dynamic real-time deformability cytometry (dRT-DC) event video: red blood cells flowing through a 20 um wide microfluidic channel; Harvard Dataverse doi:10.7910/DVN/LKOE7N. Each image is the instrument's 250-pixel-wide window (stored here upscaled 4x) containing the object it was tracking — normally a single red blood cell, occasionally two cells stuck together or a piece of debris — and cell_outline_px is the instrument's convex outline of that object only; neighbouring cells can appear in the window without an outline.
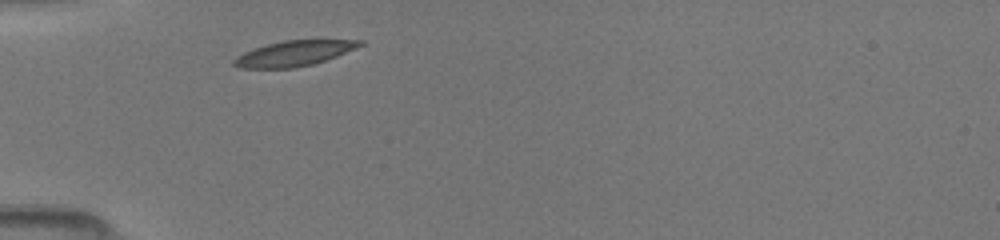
{"species": "common noctule bat (a hibernating species)", "species_latin": "Nyctalus noctula", "temperature_condition": "room temperature", "stored_images_in_passage": 3, "camera_frame_rate_fps": 3000, "um_per_image_px": 0.085, "animal": {"sex": "female", "body_mass_g": 19.5, "forearm_length_mm": 54.1}, "frame": {"image": 1, "passage_image": 1, "time_ms": 0.0, "image_size_px": [1000, 240], "cell_outline_px": [[364, 44], [356, 48], [336, 56], [312, 64], [292, 68], [240, 68], [232, 64], [232, 60], [236, 56], [244, 52], [268, 44], [284, 40], [364, 40]], "centroid_in_image_um": [24.97, 4.54], "position_along_channel_um": 60.0, "area_um2": 18.38}}
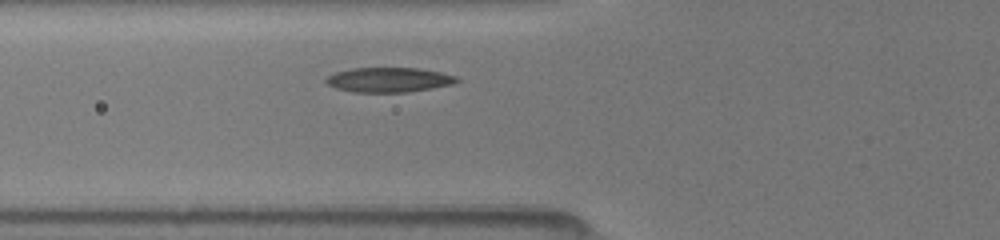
{"frame": {"image": 2, "passage_image": 3, "time_ms": 1.0, "image_size_px": [1000, 240], "cell_outline_px": [[460, 80], [452, 84], [432, 88], [408, 92], [356, 92], [336, 88], [328, 84], [324, 80], [328, 76], [336, 72], [352, 68], [416, 68], [440, 72], [456, 76]], "centroid_in_image_um": [33.05, 6.78], "position_along_channel_um": 92.7, "area_um2": 18.67}}